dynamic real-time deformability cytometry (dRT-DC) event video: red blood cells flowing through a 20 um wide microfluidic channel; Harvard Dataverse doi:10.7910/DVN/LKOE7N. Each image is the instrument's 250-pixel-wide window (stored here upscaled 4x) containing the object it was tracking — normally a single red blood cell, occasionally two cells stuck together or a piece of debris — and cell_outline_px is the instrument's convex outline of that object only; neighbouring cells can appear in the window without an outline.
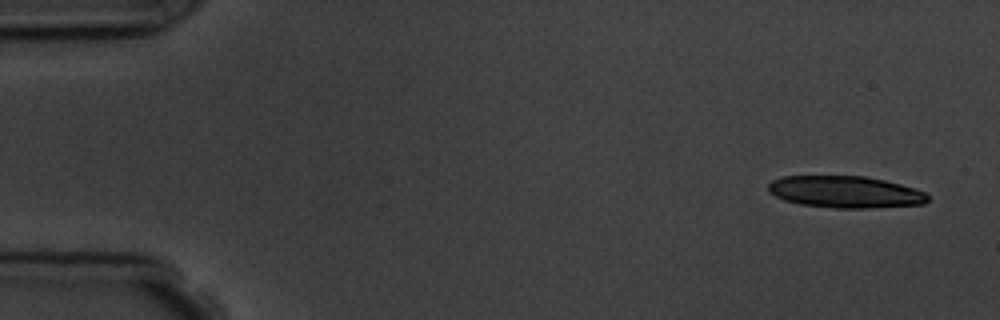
{"species": "common noctule bat (a hibernating species)", "species_latin": "Nyctalus noctula", "temperature_condition": "room temperature", "stored_images_in_passage": 5, "camera_frame_rate_fps": 3000, "um_per_image_px": 0.085, "animal": {"sex": "male", "body_mass_g": 19.5, "forearm_length_mm": 54.6}, "frame": {"image": 1, "passage_image": 1, "time_ms": 0.0, "image_size_px": [1000, 320], "cell_outline_px": [[928, 200], [924, 204], [864, 208], [836, 208], [800, 204], [784, 200], [768, 192], [768, 184], [772, 180], [780, 176], [864, 176], [884, 180], [900, 184], [924, 192], [928, 196]], "centroid_in_image_um": [71.8, 16.31], "position_along_channel_um": 13.2, "area_um2": 29.48}}